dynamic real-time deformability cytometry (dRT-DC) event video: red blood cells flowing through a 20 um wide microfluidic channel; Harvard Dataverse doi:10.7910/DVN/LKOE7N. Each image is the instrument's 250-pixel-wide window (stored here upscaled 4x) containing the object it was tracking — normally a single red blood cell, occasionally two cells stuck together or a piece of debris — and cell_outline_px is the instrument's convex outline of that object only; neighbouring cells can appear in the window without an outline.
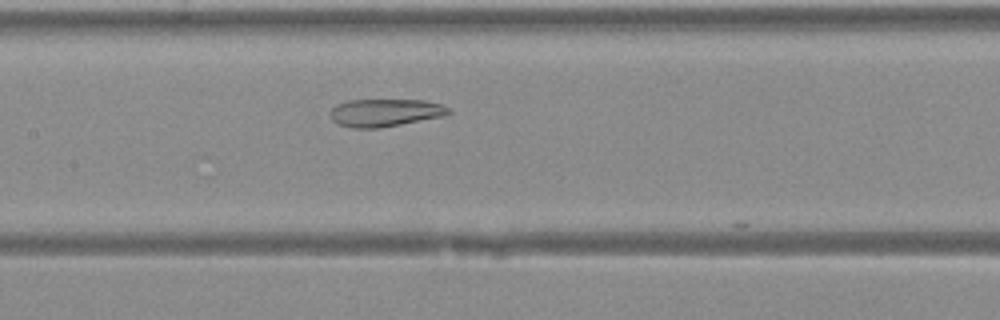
{"species": "Egyptian fruit bat (a non-hibernating species)", "species_latin": "Rousettus aegyptiacus", "temperature_condition": "warm", "stored_images_in_passage": 31, "camera_frame_rate_fps": 3000, "um_per_image_px": 0.085, "animal": {"sex": "female"}, "frame": {"image": 1, "passage_image": 10, "time_ms": 3.0, "image_size_px": [1000, 320], "cell_outline_px": [[452, 112], [444, 116], [400, 124], [376, 128], [352, 128], [340, 124], [332, 120], [332, 108], [336, 104], [348, 100], [424, 100], [440, 104], [452, 108]], "centroid_in_image_um": [32.77, 9.56], "position_along_channel_um": 174.6, "area_um2": 18.96}}
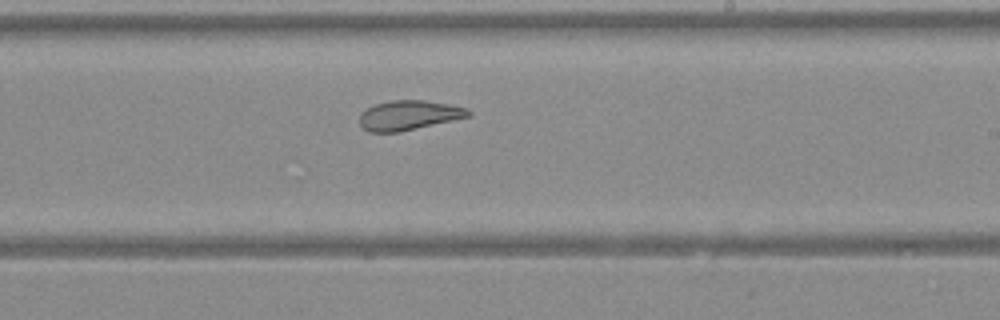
{"frame": {"image": 2, "passage_image": 15, "time_ms": 4.667, "image_size_px": [1000, 320], "cell_outline_px": [[472, 116], [400, 132], [368, 132], [360, 124], [360, 112], [376, 104], [392, 100], [424, 100], [448, 104], [468, 108], [472, 112]], "centroid_in_image_um": [34.78, 9.8], "position_along_channel_um": 254.2, "area_um2": 18.84}}
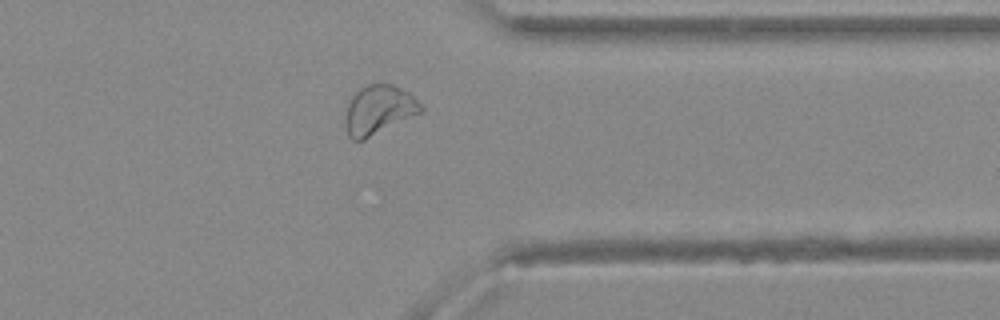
{"frame": {"image": 3, "passage_image": 23, "time_ms": 7.333, "image_size_px": [1000, 320], "cell_outline_px": [[424, 108], [420, 112], [364, 140], [352, 140], [348, 136], [344, 124], [344, 116], [348, 100], [360, 88], [368, 84], [392, 84], [408, 92]], "centroid_in_image_um": [32.12, 9.35], "position_along_channel_um": 379.3, "area_um2": 21.5}}